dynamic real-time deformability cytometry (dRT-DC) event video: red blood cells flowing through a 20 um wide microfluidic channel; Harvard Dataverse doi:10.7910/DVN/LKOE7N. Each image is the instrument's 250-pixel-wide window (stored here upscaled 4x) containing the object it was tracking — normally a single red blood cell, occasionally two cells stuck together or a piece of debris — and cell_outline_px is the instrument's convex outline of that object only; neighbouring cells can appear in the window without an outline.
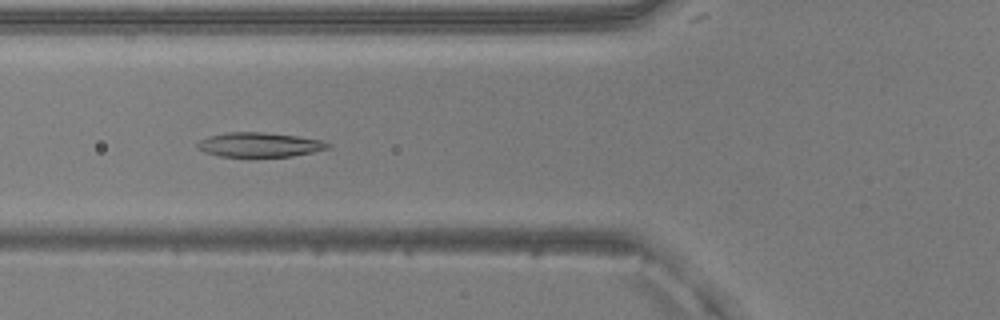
{"species": "common noctule bat (a hibernating species)", "species_latin": "Nyctalus noctula", "temperature_condition": "warm", "stored_images_in_passage": 51, "camera_frame_rate_fps": 3000, "um_per_image_px": 0.085, "animal": {"sex": "male", "body_mass_g": 20.5, "forearm_length_mm": 52.5}, "frame": {"image": 1, "passage_image": 19, "time_ms": 6.0, "image_size_px": [1000, 320], "cell_outline_px": [[332, 144], [328, 148], [312, 152], [292, 156], [252, 160], [220, 156], [204, 152], [196, 148], [196, 144], [200, 140], [208, 136], [224, 132], [264, 132], [296, 136], [320, 140]], "centroid_in_image_um": [21.98, 12.35], "position_along_channel_um": 103.8, "area_um2": 19.54}}
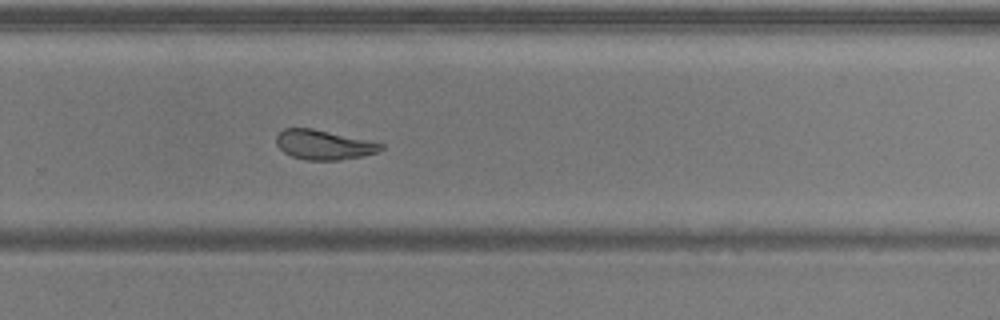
{"frame": {"image": 2, "passage_image": 34, "time_ms": 11.0, "image_size_px": [1000, 320], "cell_outline_px": [[384, 148], [376, 152], [364, 156], [340, 160], [304, 160], [292, 156], [284, 152], [276, 144], [276, 136], [284, 128], [312, 128], [368, 140], [384, 144]], "centroid_in_image_um": [27.51, 12.31], "position_along_channel_um": 302.3, "area_um2": 18.03}}
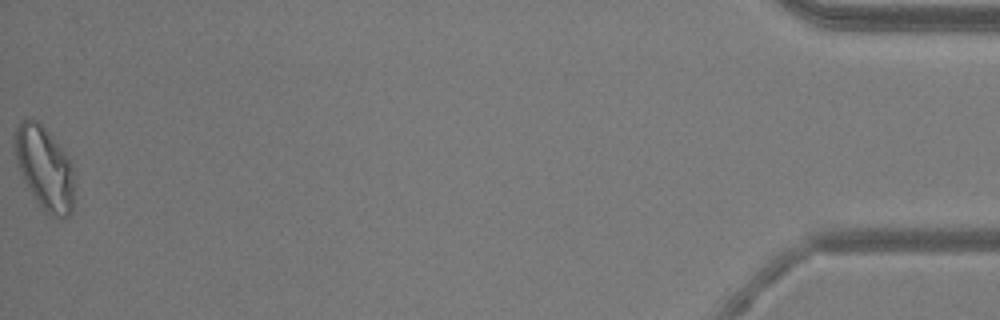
{"frame": {"image": 3, "passage_image": 51, "time_ms": 16.667, "image_size_px": [1000, 320], "cell_outline_px": [[76, 176], [72, 212], [68, 216], [60, 220], [44, 212], [36, 200], [24, 180], [16, 164], [12, 144], [16, 128], [20, 120], [28, 116], [36, 120], [48, 132], [64, 152], [72, 164]], "centroid_in_image_um": [3.79, 14.3], "position_along_channel_um": 431.4, "area_um2": 29.59}, "authors_computed_cell_mechanics": {"area_um2": 20.4612, "velocity_mm_per_s": 3.972, "shape_relaxation_time_tau1_ms": 3.8888, "shape_relaxation_time_tau2_ms": 2.2136, "deformation_change_tau1": 0.1534, "deformation_change_tau2": 0.0738}}